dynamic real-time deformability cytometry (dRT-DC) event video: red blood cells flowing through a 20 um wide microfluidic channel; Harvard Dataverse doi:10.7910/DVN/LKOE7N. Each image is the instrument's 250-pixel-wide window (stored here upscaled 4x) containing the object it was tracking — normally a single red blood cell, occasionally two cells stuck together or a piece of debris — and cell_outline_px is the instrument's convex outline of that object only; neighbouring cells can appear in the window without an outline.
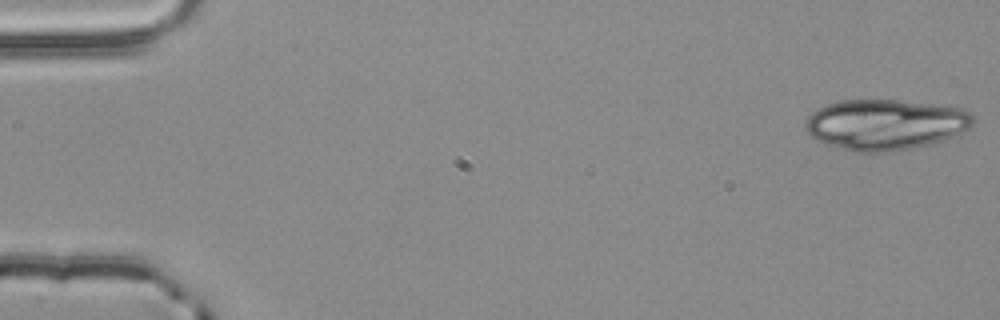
{"species": "common noctule bat (a hibernating species)", "species_latin": "Nyctalus noctula", "temperature_condition": "room temperature", "stored_images_in_passage": 21, "camera_frame_rate_fps": 3000, "um_per_image_px": 0.085, "animal": {"sex": "male", "body_mass_g": 20.4}, "frame": {"image": 1, "passage_image": 1, "time_ms": 0.0, "image_size_px": [1000, 320], "cell_outline_px": [[972, 124], [968, 128], [952, 136], [916, 148], [888, 152], [856, 152], [840, 148], [828, 144], [812, 136], [804, 128], [804, 124], [808, 116], [812, 112], [828, 104], [840, 100], [896, 100], [960, 108], [968, 112], [972, 116]], "centroid_in_image_um": [75.21, 10.59], "position_along_channel_um": 9.8, "area_um2": 48.84}}